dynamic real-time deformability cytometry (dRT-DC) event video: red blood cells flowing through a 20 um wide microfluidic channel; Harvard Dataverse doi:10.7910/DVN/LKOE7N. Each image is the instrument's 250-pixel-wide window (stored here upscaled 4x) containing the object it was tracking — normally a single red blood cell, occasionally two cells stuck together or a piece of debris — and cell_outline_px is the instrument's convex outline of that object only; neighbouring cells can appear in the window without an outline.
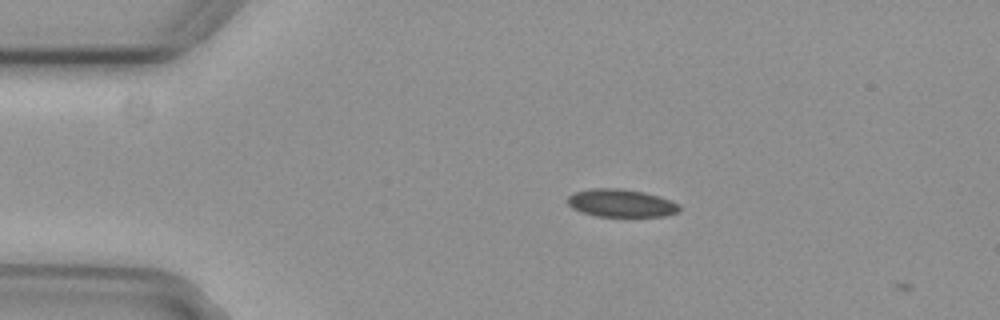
{"species": "common noctule bat (a hibernating species)", "species_latin": "Nyctalus noctula", "temperature_condition": "cold", "stored_images_in_passage": 3, "camera_frame_rate_fps": 3000, "um_per_image_px": 0.085, "animal": {"sex": "female", "body_mass_g": 29.2, "forearm_length_mm": 56.3}, "frame": {"image": 1, "passage_image": 2, "time_ms": 0.333, "image_size_px": [1000, 320], "cell_outline_px": [[680, 208], [676, 212], [664, 216], [596, 216], [580, 212], [572, 208], [568, 204], [568, 196], [576, 192], [592, 188], [620, 188], [644, 192], [660, 196], [672, 200], [680, 204]], "centroid_in_image_um": [52.8, 17.26], "position_along_channel_um": 32.2, "area_um2": 18.15}}